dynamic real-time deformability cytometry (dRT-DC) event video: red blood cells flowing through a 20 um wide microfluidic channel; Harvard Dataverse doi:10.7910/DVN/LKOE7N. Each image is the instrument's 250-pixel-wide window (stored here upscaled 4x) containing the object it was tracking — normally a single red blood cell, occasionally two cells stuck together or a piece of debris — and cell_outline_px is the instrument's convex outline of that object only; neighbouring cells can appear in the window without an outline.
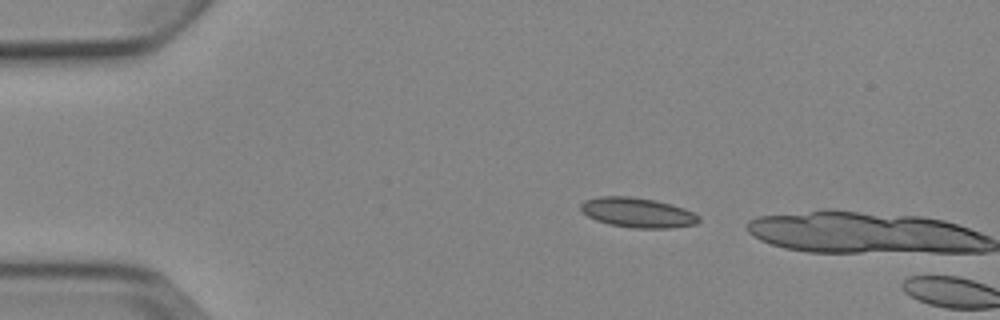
{"species": "Egyptian fruit bat (a non-hibernating species)", "species_latin": "Rousettus aegyptiacus", "temperature_condition": "cold", "stored_images_in_passage": 2, "camera_frame_rate_fps": 3000, "um_per_image_px": 0.085, "animal": {"sex": "female"}, "frame": {"image": 1, "passage_image": 1, "time_ms": 0.0, "image_size_px": [1000, 320], "cell_outline_px": [[700, 220], [696, 224], [668, 228], [632, 228], [608, 224], [596, 220], [588, 216], [580, 208], [580, 204], [584, 200], [600, 196], [628, 196], [656, 200], [684, 208], [700, 216]], "centroid_in_image_um": [54.19, 18.07], "position_along_channel_um": 30.8, "area_um2": 20.52}}